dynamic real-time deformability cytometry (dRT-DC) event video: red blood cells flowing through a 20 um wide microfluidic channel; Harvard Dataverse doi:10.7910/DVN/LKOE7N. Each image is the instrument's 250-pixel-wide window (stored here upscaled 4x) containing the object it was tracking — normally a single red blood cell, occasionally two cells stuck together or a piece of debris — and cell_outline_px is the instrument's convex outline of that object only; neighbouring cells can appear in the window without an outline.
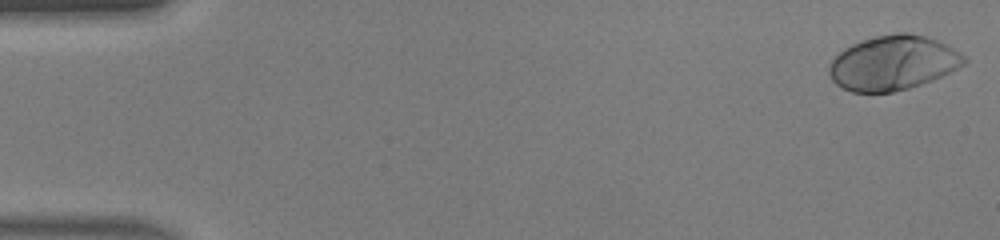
{"species": "human", "species_latin": "Homo sapiens", "temperature_condition": "warm", "stored_images_in_passage": 46, "camera_frame_rate_fps": 3000, "um_per_image_px": 0.085, "donor": {"sex": "male"}, "frame": {"image": 1, "passage_image": 1, "time_ms": 0.0, "image_size_px": [1000, 240], "cell_outline_px": [[968, 60], [964, 64], [932, 80], [908, 88], [892, 92], [852, 92], [836, 84], [832, 80], [828, 72], [828, 64], [844, 48], [852, 44], [876, 36], [896, 32], [908, 32], [924, 36], [936, 40], [960, 52]], "centroid_in_image_um": [75.87, 5.34], "position_along_channel_um": 9.1, "area_um2": 42.54}}
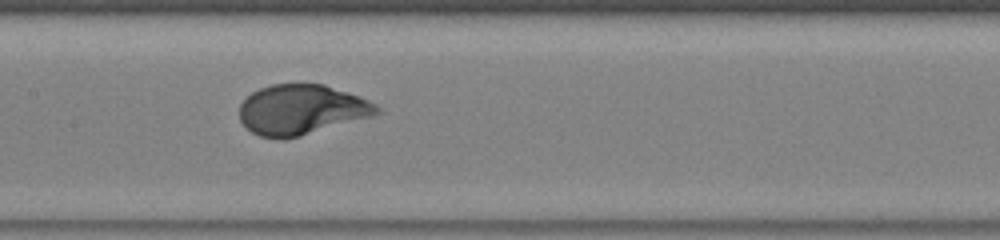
{"frame": {"image": 2, "passage_image": 23, "time_ms": 7.333, "image_size_px": [1000, 240], "cell_outline_px": [[380, 112], [372, 116], [300, 136], [284, 140], [260, 136], [252, 132], [240, 120], [240, 104], [252, 92], [260, 88], [272, 84], [324, 84], [348, 92], [368, 100], [376, 104], [380, 108]], "centroid_in_image_um": [25.62, 9.32], "position_along_channel_um": 181.8, "area_um2": 39.88}}
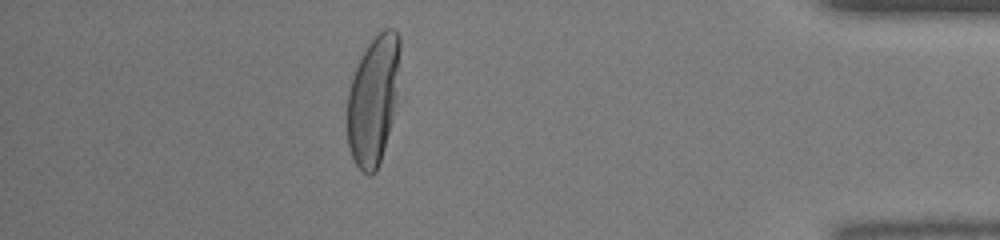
{"frame": {"image": 3, "passage_image": 41, "time_ms": 13.333, "image_size_px": [1000, 240], "cell_outline_px": [[404, 100], [376, 172], [368, 176], [356, 164], [352, 156], [348, 144], [348, 92], [352, 76], [368, 44], [384, 28], [392, 28], [400, 36]], "centroid_in_image_um": [31.89, 8.48], "position_along_channel_um": 403.3, "area_um2": 42.31}}